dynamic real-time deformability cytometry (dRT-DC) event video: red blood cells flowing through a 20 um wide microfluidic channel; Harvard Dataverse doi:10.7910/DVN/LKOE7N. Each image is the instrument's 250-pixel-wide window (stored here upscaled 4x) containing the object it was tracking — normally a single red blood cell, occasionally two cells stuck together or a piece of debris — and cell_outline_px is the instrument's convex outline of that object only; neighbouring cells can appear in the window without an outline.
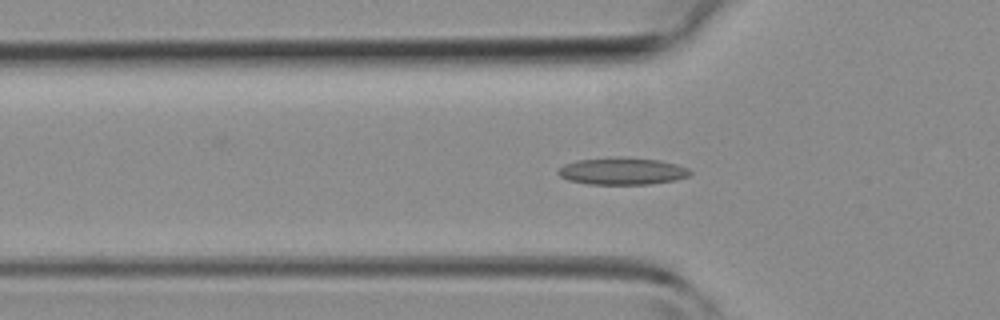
{"species": "common noctule bat (a hibernating species)", "species_latin": "Nyctalus noctula", "temperature_condition": "room temperature", "stored_images_in_passage": 38, "camera_frame_rate_fps": 3000, "um_per_image_px": 0.085, "animal": {"sex": "female", "body_mass_g": 19.3, "forearm_length_mm": 54.1}, "frame": {"image": 1, "passage_image": 14, "time_ms": 4.333, "image_size_px": [1000, 320], "cell_outline_px": [[692, 172], [688, 176], [676, 180], [648, 184], [588, 184], [568, 180], [560, 176], [556, 172], [564, 164], [576, 160], [620, 156], [624, 156], [660, 160], [676, 164], [688, 168]], "centroid_in_image_um": [52.88, 14.53], "position_along_channel_um": 72.9, "area_um2": 21.04}}
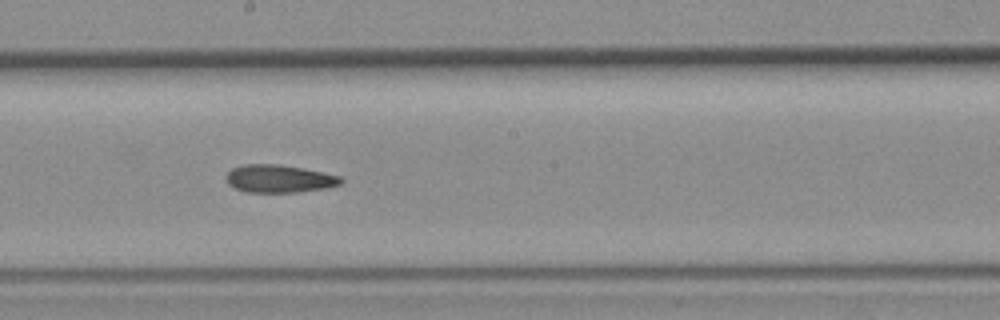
{"frame": {"image": 2, "passage_image": 24, "time_ms": 7.667, "image_size_px": [1000, 320], "cell_outline_px": [[344, 180], [340, 184], [324, 188], [300, 192], [244, 192], [228, 184], [228, 172], [232, 168], [244, 164], [280, 164], [304, 168], [340, 176]], "centroid_in_image_um": [23.74, 15.18], "position_along_channel_um": 224.5, "area_um2": 18.5}}
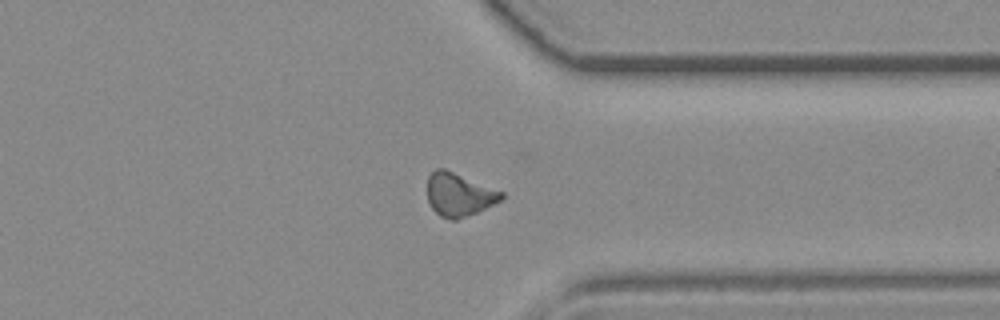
{"frame": {"image": 3, "passage_image": 34, "time_ms": 11.0, "image_size_px": [1000, 320], "cell_outline_px": [[504, 196], [500, 200], [476, 212], [456, 220], [452, 220], [440, 216], [432, 208], [428, 200], [428, 176], [436, 168], [444, 168], [504, 192]], "centroid_in_image_um": [38.99, 16.53], "position_along_channel_um": 372.4, "area_um2": 18.38}}